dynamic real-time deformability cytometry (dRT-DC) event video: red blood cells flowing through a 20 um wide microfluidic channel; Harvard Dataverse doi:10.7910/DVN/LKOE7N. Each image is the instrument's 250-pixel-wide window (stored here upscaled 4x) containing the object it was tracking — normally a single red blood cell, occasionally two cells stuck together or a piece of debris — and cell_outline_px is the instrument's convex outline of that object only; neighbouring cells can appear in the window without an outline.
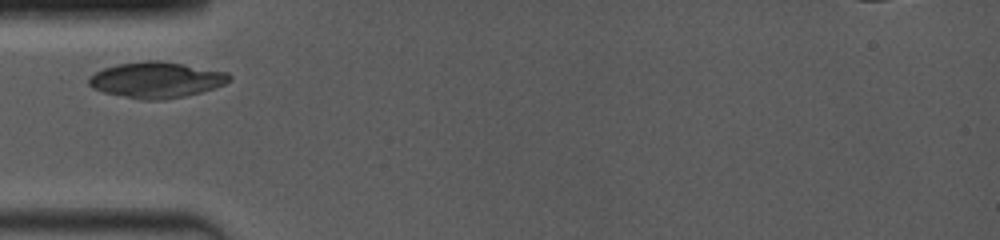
{"species": "common noctule bat (a hibernating species)", "species_latin": "Nyctalus noctula", "temperature_condition": "room temperature", "stored_images_in_passage": 44, "camera_frame_rate_fps": 4000, "um_per_image_px": 0.085, "animal": {"sex": "female", "body_mass_g": 19.0, "forearm_length_mm": 53.3}, "frame": {"image": 1, "passage_image": 1, "time_ms": 0.0, "image_size_px": [1000, 240], "cell_outline_px": [[232, 80], [224, 84], [200, 92], [184, 96], [164, 100], [144, 100], [104, 92], [92, 88], [88, 84], [88, 80], [96, 72], [104, 68], [116, 64], [144, 60], [160, 60], [184, 64], [228, 72], [232, 76]], "centroid_in_image_um": [13.31, 6.78], "position_along_channel_um": 71.7, "area_um2": 29.36}}
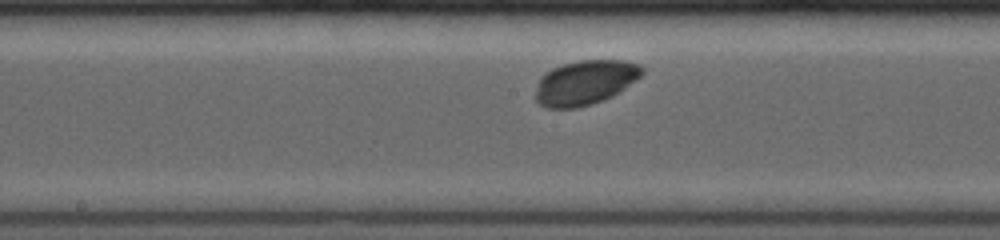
{"frame": {"image": 2, "passage_image": 16, "time_ms": 3.25, "image_size_px": [1000, 240], "cell_outline_px": [[644, 72], [636, 80], [612, 96], [592, 104], [576, 108], [548, 108], [540, 104], [536, 100], [536, 92], [540, 76], [544, 72], [552, 68], [564, 64], [580, 60], [624, 60], [640, 64], [644, 68]], "centroid_in_image_um": [49.74, 7.0], "position_along_channel_um": 198.5, "area_um2": 27.63}}
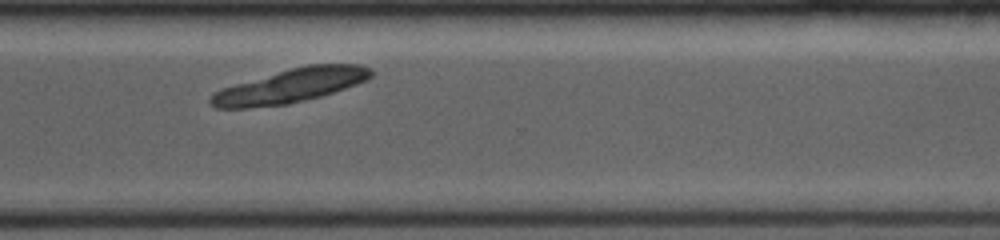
{"frame": {"image": 3, "passage_image": 43, "time_ms": 7.0, "image_size_px": [1000, 240], "cell_outline_px": [[372, 76], [368, 80], [320, 96], [288, 104], [248, 108], [216, 108], [208, 100], [212, 92], [220, 88], [292, 68], [308, 64], [360, 64], [372, 68]], "centroid_in_image_um": [24.68, 7.29], "position_along_channel_um": 345.9, "area_um2": 31.56}}